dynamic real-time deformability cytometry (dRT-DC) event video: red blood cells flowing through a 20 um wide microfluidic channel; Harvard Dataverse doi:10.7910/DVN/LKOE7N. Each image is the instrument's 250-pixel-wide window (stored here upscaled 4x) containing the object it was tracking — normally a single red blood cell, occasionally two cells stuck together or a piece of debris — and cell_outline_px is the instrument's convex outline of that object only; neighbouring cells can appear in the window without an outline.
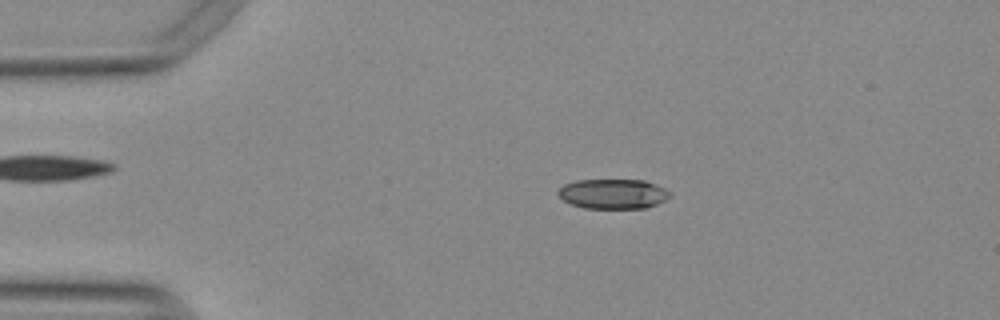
{"species": "Egyptian fruit bat (a non-hibernating species)", "species_latin": "Rousettus aegyptiacus", "temperature_condition": "warm", "stored_images_in_passage": 53, "camera_frame_rate_fps": 3000, "um_per_image_px": 0.085, "animal": {"sex": "female"}, "frame": {"image": 1, "passage_image": 10, "time_ms": 3.0, "image_size_px": [1000, 320], "cell_outline_px": [[672, 196], [656, 204], [644, 208], [584, 208], [572, 204], [564, 200], [556, 192], [564, 184], [576, 180], [644, 180], [664, 188], [672, 192]], "centroid_in_image_um": [52.12, 16.47], "position_along_channel_um": 32.9, "area_um2": 19.36}}
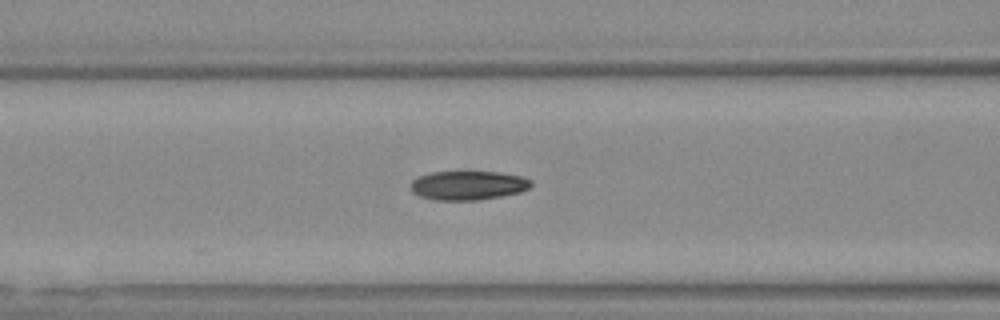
{"frame": {"image": 2, "passage_image": 21, "time_ms": 6.667, "image_size_px": [1000, 320], "cell_outline_px": [[532, 184], [528, 188], [520, 192], [480, 200], [436, 200], [420, 196], [412, 192], [412, 180], [420, 176], [432, 172], [500, 172], [520, 176], [532, 180]], "centroid_in_image_um": [39.8, 15.76], "position_along_channel_um": 126.8, "area_um2": 20.23}}
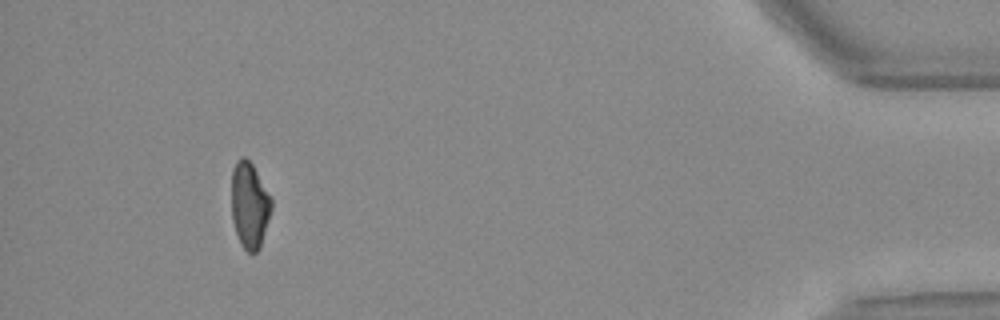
{"frame": {"image": 3, "passage_image": 49, "time_ms": 16.0, "image_size_px": [1000, 320], "cell_outline_px": [[272, 208], [260, 248], [256, 252], [248, 252], [240, 244], [232, 220], [232, 168], [236, 160], [244, 156], [252, 164], [272, 200]], "centroid_in_image_um": [21.2, 17.45], "position_along_channel_um": 414.0, "area_um2": 19.88}, "authors_computed_cell_mechanics": {"area_um2": 20.4612, "velocity_mm_per_s": 3.794, "shape_relaxation_time_tau1_ms": 6.7379, "shape_relaxation_time_tau2_ms": 3.386, "deformation_change_tau1": 0.1892, "deformation_change_tau2": 0.0821}}